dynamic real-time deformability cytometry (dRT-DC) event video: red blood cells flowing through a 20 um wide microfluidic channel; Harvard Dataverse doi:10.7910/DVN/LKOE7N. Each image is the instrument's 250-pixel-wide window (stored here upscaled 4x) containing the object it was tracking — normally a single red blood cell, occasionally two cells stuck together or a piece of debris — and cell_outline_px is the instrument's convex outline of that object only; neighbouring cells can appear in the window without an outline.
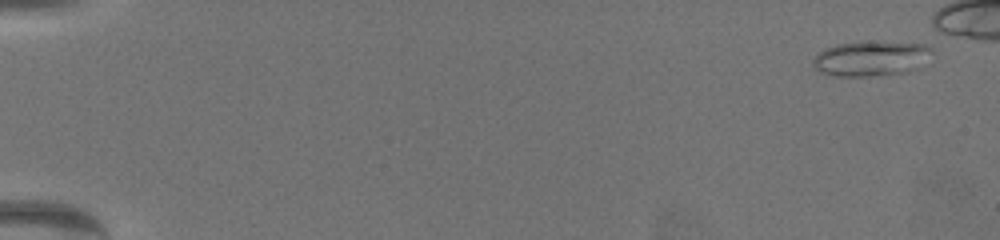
{"species": "common noctule bat (a hibernating species)", "species_latin": "Nyctalus noctula", "temperature_condition": "warm", "stored_images_in_passage": 56, "camera_frame_rate_fps": 3000, "um_per_image_px": 0.085, "animal": {"sex": "female", "body_mass_g": 19.5, "forearm_length_mm": 54.1}, "frame": {"image": 1, "passage_image": 1, "time_ms": 0.0, "image_size_px": [1000, 240], "cell_outline_px": [[932, 48], [916, 68], [908, 72], [868, 76], [832, 76], [820, 72], [812, 64], [812, 60], [824, 48], [836, 44], [924, 44]], "centroid_in_image_um": [73.92, 5.02], "position_along_channel_um": 11.1, "area_um2": 22.95}}
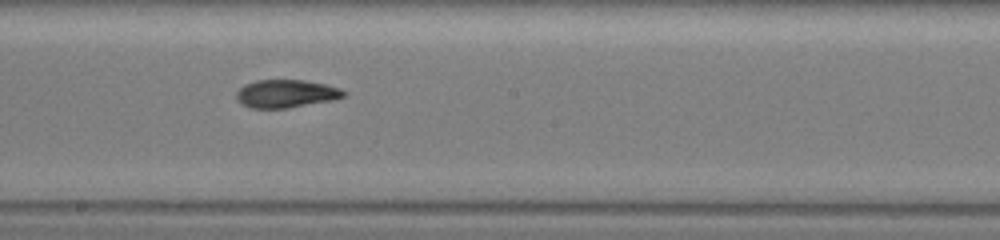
{"frame": {"image": 2, "passage_image": 36, "time_ms": 11.667, "image_size_px": [1000, 240], "cell_outline_px": [[348, 92], [344, 96], [328, 100], [288, 108], [252, 108], [244, 104], [236, 96], [236, 92], [244, 84], [256, 80], [304, 80], [324, 84], [340, 88]], "centroid_in_image_um": [24.31, 7.94], "position_along_channel_um": 223.9, "area_um2": 17.17}}
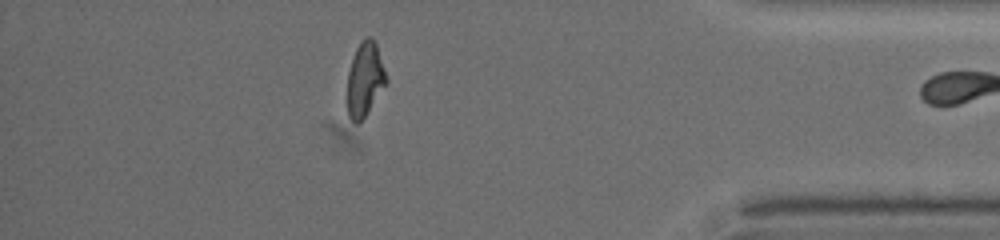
{"frame": {"image": 3, "passage_image": 55, "time_ms": 18.0, "image_size_px": [1000, 240], "cell_outline_px": [[388, 80], [360, 124], [356, 124], [348, 116], [348, 72], [356, 48], [368, 36], [372, 36], [376, 44]], "centroid_in_image_um": [31.01, 6.77], "position_along_channel_um": 404.2, "area_um2": 16.47}}